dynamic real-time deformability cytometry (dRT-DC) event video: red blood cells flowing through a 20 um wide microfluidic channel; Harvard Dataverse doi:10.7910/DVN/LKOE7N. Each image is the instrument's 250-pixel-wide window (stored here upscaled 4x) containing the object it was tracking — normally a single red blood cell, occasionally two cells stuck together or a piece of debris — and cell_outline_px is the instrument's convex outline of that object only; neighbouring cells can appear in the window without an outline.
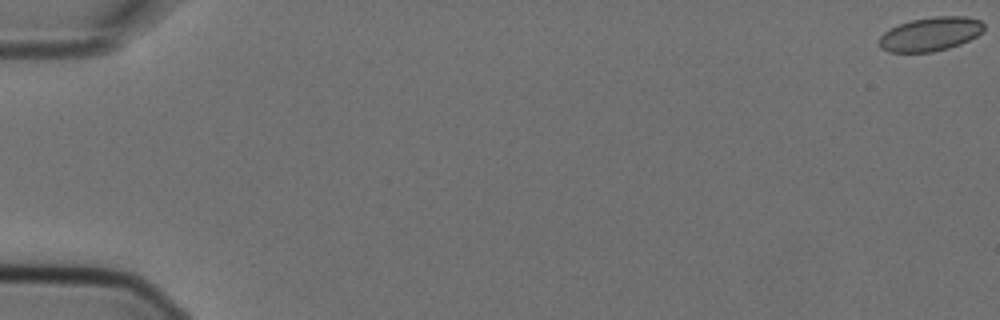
{"species": "Egyptian fruit bat (a non-hibernating species)", "species_latin": "Rousettus aegyptiacus", "temperature_condition": "cold", "stored_images_in_passage": 7, "camera_frame_rate_fps": 3000, "um_per_image_px": 0.085, "animal": {"sex": "female"}, "frame": {"image": 1, "passage_image": 1, "time_ms": 0.0, "image_size_px": [1000, 320], "cell_outline_px": [[984, 28], [976, 36], [960, 44], [948, 48], [932, 52], [888, 52], [880, 48], [880, 36], [884, 32], [900, 24], [912, 20], [932, 16], [964, 16], [980, 20], [984, 24]], "centroid_in_image_um": [79.08, 2.89], "position_along_channel_um": 5.9, "area_um2": 20.52}}
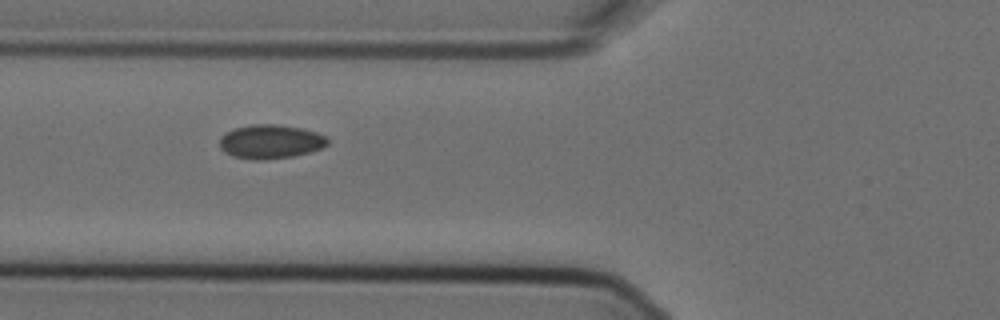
{"frame": {"image": 2, "passage_image": 6, "time_ms": 1.667, "image_size_px": [1000, 320], "cell_outline_px": [[328, 144], [320, 148], [308, 152], [292, 156], [260, 160], [252, 160], [232, 156], [224, 152], [220, 148], [220, 136], [236, 128], [252, 124], [276, 124], [300, 128], [316, 132], [328, 136]], "centroid_in_image_um": [22.98, 12.04], "position_along_channel_um": 102.8, "area_um2": 21.27}}
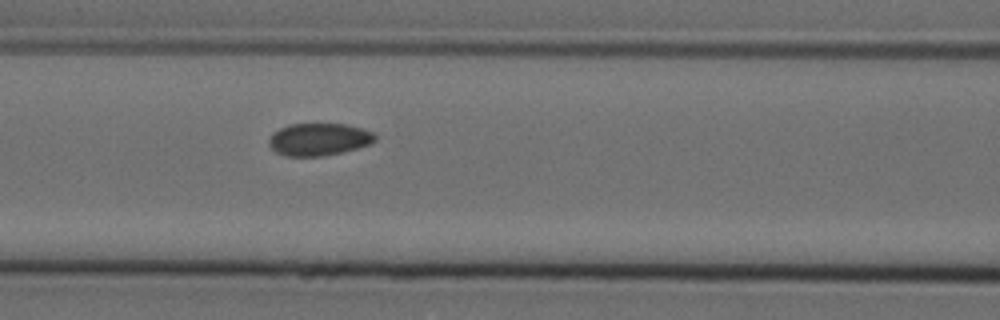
{"frame": {"image": 3, "passage_image": 7, "time_ms": 2.0, "image_size_px": [1000, 320], "cell_outline_px": [[376, 140], [368, 144], [356, 148], [324, 156], [284, 156], [276, 152], [268, 144], [268, 140], [272, 132], [288, 124], [348, 124], [372, 132], [376, 136]], "centroid_in_image_um": [27.05, 11.84], "position_along_channel_um": 139.5, "area_um2": 20.0}}